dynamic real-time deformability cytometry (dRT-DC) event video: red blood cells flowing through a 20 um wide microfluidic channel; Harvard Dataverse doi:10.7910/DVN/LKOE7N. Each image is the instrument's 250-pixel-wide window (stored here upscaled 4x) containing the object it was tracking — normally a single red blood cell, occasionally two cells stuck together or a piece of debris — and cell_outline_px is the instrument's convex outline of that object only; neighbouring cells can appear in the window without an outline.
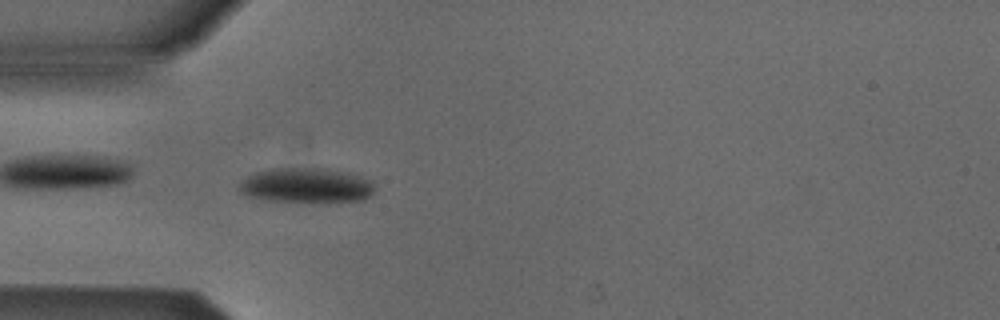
{"species": "Egyptian fruit bat (a non-hibernating species)", "species_latin": "Rousettus aegyptiacus", "temperature_condition": "cold", "stored_images_in_passage": 43, "camera_frame_rate_fps": 3000, "um_per_image_px": 0.085, "animal": {"sex": "male"}, "frame": {"image": 1, "passage_image": 6, "time_ms": 1.667, "image_size_px": [1000, 320], "cell_outline_px": [[372, 192], [364, 200], [268, 200], [244, 196], [240, 192], [236, 184], [248, 176], [256, 172], [276, 168], [324, 168], [360, 176], [372, 180]], "centroid_in_image_um": [25.94, 15.73], "position_along_channel_um": 59.1, "area_um2": 26.76}}
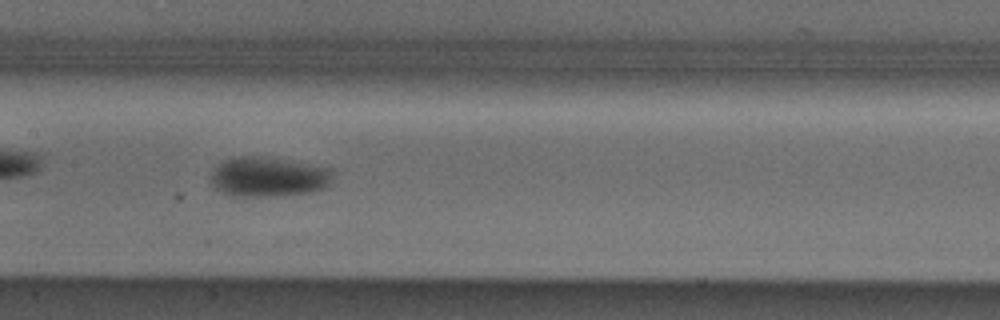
{"frame": {"image": 2, "passage_image": 16, "time_ms": 5.0, "image_size_px": [1000, 320], "cell_outline_px": [[332, 172], [328, 184], [324, 188], [312, 192], [280, 196], [228, 196], [212, 188], [212, 172], [224, 160], [240, 156], [252, 156], [332, 168]], "centroid_in_image_um": [22.76, 15.07], "position_along_channel_um": 184.6, "area_um2": 27.86}}
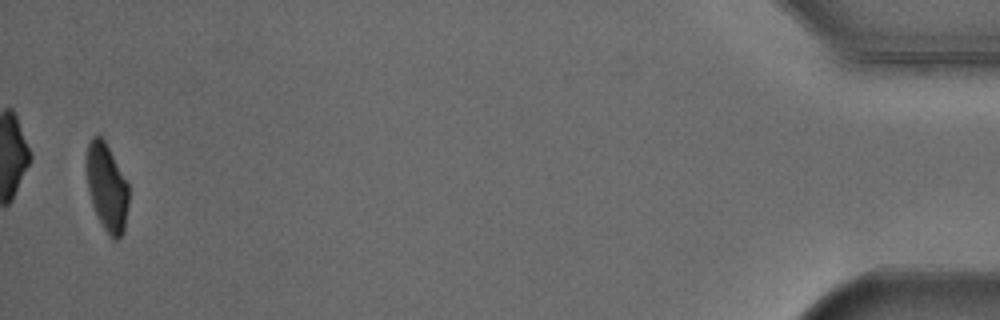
{"frame": {"image": 3, "passage_image": 42, "time_ms": 13.667, "image_size_px": [1000, 320], "cell_outline_px": [[128, 204], [124, 232], [120, 240], [112, 240], [104, 228], [92, 204], [88, 188], [88, 144], [92, 136], [100, 136], [104, 140], [128, 184]], "centroid_in_image_um": [9.12, 16.0], "position_along_channel_um": 426.1, "area_um2": 20.92}, "authors_computed_cell_mechanics": {"area_um2": 26.299, "velocity_mm_per_s": 3.8699, "shape_relaxation_time_tau1_ms": 2.2501, "shape_relaxation_time_tau2_ms": null, "deformation_change_tau1": 0.0949, "deformation_change_tau2": null}}